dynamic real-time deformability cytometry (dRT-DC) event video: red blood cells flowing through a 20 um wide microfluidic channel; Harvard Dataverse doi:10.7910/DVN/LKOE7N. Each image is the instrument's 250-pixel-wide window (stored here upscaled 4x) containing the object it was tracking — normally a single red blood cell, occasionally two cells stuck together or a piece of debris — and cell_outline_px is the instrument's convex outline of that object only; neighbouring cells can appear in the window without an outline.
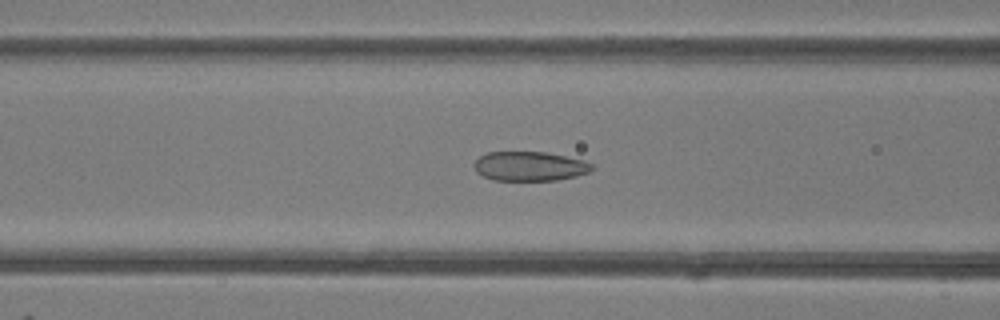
{"species": "common noctule bat (a hibernating species)", "species_latin": "Nyctalus noctula", "temperature_condition": "room temperature", "stored_images_in_passage": 36, "camera_frame_rate_fps": 3000, "um_per_image_px": 0.085, "animal": {"sex": "female"}, "frame": {"image": 1, "passage_image": 7, "time_ms": 2.0, "image_size_px": [1000, 320], "cell_outline_px": [[596, 168], [588, 172], [576, 176], [556, 180], [492, 180], [476, 172], [472, 164], [480, 156], [488, 152], [544, 152], [584, 160], [592, 164]], "centroid_in_image_um": [45.02, 14.13], "position_along_channel_um": 121.6, "area_um2": 20.17}}
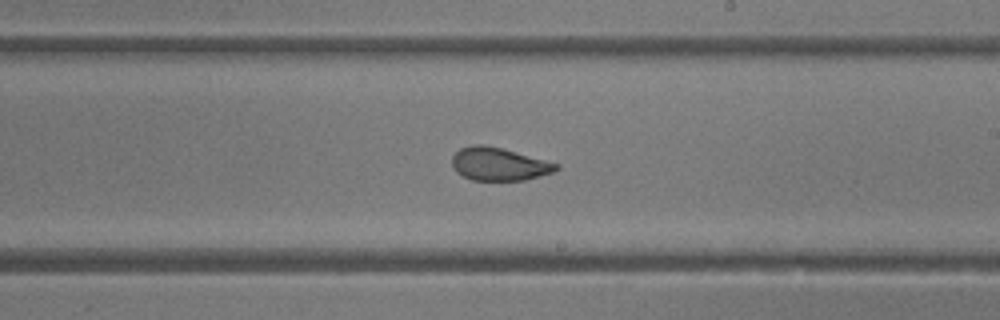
{"frame": {"image": 2, "passage_image": 16, "time_ms": 5.0, "image_size_px": [1000, 320], "cell_outline_px": [[560, 168], [552, 172], [524, 180], [472, 180], [456, 172], [452, 164], [452, 156], [460, 148], [472, 144], [484, 144], [500, 148], [560, 164]], "centroid_in_image_um": [42.38, 13.94], "position_along_channel_um": 246.6, "area_um2": 19.83}}
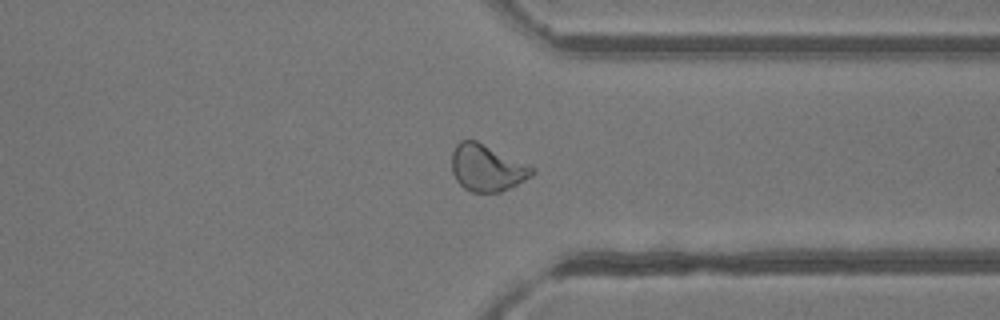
{"frame": {"image": 3, "passage_image": 25, "time_ms": 8.0, "image_size_px": [1000, 320], "cell_outline_px": [[536, 172], [532, 176], [500, 192], [472, 192], [464, 188], [456, 180], [452, 172], [452, 152], [456, 144], [460, 140], [476, 140], [536, 168]], "centroid_in_image_um": [41.38, 14.26], "position_along_channel_um": 370.0, "area_um2": 21.79}, "authors_computed_cell_mechanics": {"area_um2": 21.1259, "velocity_mm_per_s": 4.1669, "shape_relaxation_time_tau1_ms": null, "shape_relaxation_time_tau2_ms": 0.9301, "deformation_change_tau1": null, "deformation_change_tau2": 0.0519}}